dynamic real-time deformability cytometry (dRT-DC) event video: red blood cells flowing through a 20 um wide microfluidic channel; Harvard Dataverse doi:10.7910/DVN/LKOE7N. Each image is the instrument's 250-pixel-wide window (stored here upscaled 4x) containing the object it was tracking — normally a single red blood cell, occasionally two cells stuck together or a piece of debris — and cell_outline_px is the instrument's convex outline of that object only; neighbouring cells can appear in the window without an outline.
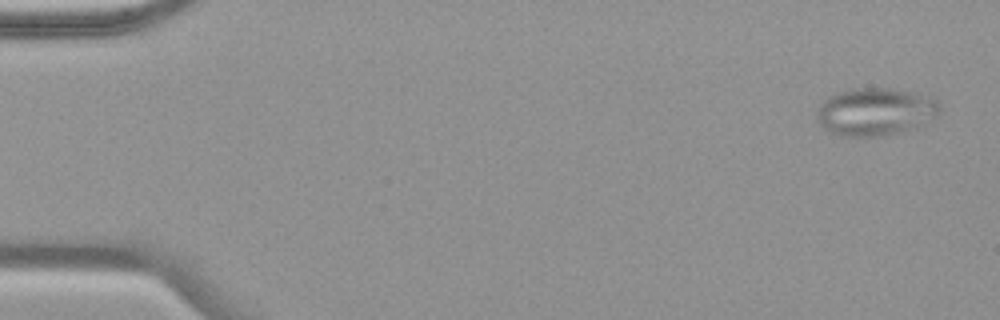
{"species": "common noctule bat (a hibernating species)", "species_latin": "Nyctalus noctula", "temperature_condition": "warm", "stored_images_in_passage": 53, "camera_frame_rate_fps": 3000, "um_per_image_px": 0.085, "animal": {"sex": "female", "body_mass_g": 19.9}, "frame": {"image": 1, "passage_image": 1, "time_ms": 0.0, "image_size_px": [1000, 320], "cell_outline_px": [[940, 112], [936, 116], [916, 128], [884, 136], [840, 136], [828, 132], [816, 120], [816, 112], [820, 104], [828, 96], [852, 88], [892, 88], [936, 96], [940, 104]], "centroid_in_image_um": [74.43, 9.49], "position_along_channel_um": 10.6, "area_um2": 34.8}}
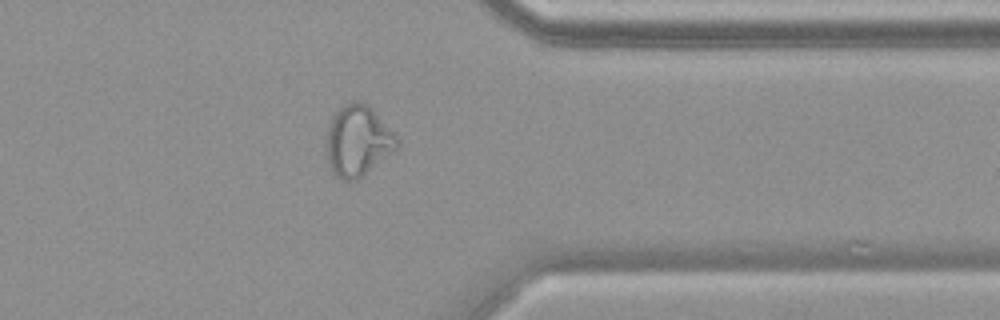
{"frame": {"image": 2, "passage_image": 42, "time_ms": 13.667, "image_size_px": [1000, 320], "cell_outline_px": [[400, 144], [396, 148], [356, 180], [340, 180], [332, 176], [324, 152], [324, 140], [332, 112], [344, 104], [352, 100], [360, 100], [368, 104], [400, 136]], "centroid_in_image_um": [30.36, 11.93], "position_along_channel_um": 381.0, "area_um2": 30.23}}
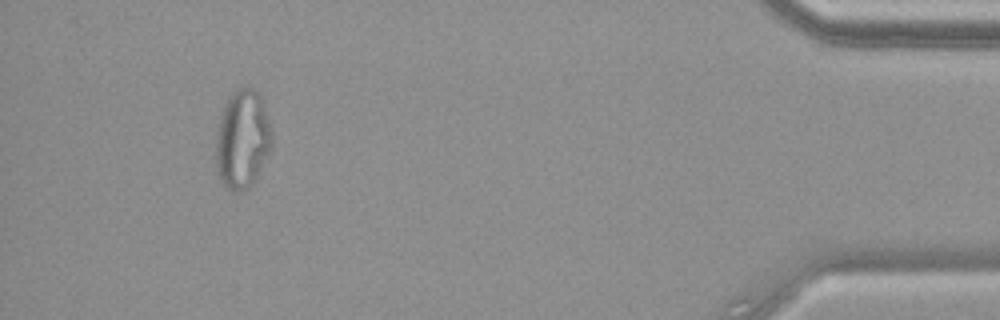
{"frame": {"image": 3, "passage_image": 49, "time_ms": 16.0, "image_size_px": [1000, 320], "cell_outline_px": [[272, 148], [252, 184], [240, 192], [236, 192], [228, 188], [224, 184], [216, 168], [216, 132], [220, 116], [228, 96], [236, 88], [252, 88], [260, 92], [272, 128]], "centroid_in_image_um": [20.62, 11.79], "position_along_channel_um": 414.6, "area_um2": 32.43}}